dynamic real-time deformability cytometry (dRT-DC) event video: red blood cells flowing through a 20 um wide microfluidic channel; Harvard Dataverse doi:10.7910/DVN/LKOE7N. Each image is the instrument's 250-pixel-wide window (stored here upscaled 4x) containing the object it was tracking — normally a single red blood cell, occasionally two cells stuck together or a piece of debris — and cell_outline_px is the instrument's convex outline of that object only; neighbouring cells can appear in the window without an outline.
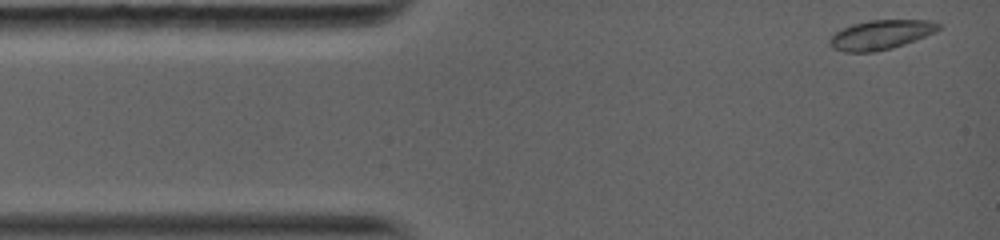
{"species": "common noctule bat (a hibernating species)", "species_latin": "Nyctalus noctula", "temperature_condition": "warm", "stored_images_in_passage": 8, "camera_frame_rate_fps": 5000, "um_per_image_px": 0.085, "animal": {"sex": "female", "body_mass_g": 19.0, "forearm_length_mm": 56.7}, "frame": {"image": 1, "passage_image": 1, "time_ms": 0.0, "image_size_px": [1000, 240], "cell_outline_px": [[940, 28], [936, 32], [904, 44], [892, 48], [876, 52], [844, 52], [832, 48], [828, 44], [828, 40], [836, 32], [852, 24], [868, 20], [928, 20], [940, 24]], "centroid_in_image_um": [74.84, 2.96], "position_along_channel_um": 10.2, "area_um2": 18.67}}
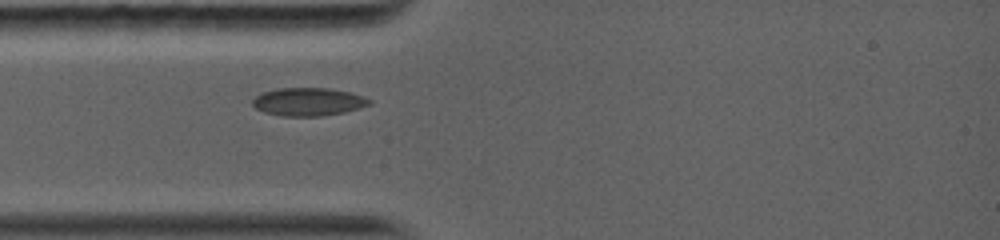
{"frame": {"image": 2, "passage_image": 5, "time_ms": 2.8, "image_size_px": [1000, 240], "cell_outline_px": [[372, 104], [360, 108], [344, 112], [320, 116], [280, 116], [264, 112], [256, 108], [252, 104], [252, 100], [256, 96], [264, 92], [276, 88], [328, 88], [348, 92], [364, 96], [372, 100]], "centroid_in_image_um": [26.22, 8.65], "position_along_channel_um": 58.8, "area_um2": 19.13}}
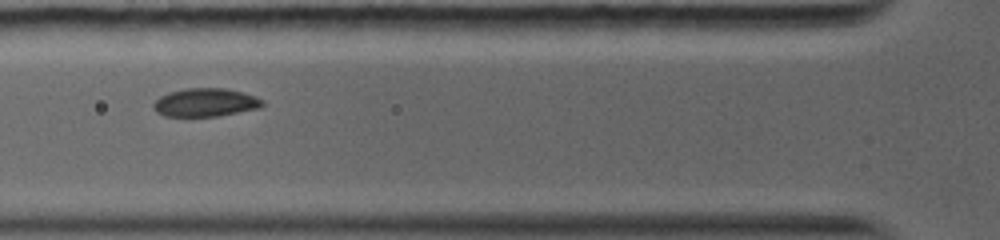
{"frame": {"image": 3, "passage_image": 7, "time_ms": 4.0, "image_size_px": [1000, 240], "cell_outline_px": [[264, 104], [260, 108], [216, 116], [164, 116], [156, 112], [152, 108], [152, 104], [160, 96], [168, 92], [188, 88], [224, 88], [256, 96], [264, 100]], "centroid_in_image_um": [17.44, 8.71], "position_along_channel_um": 108.4, "area_um2": 17.98}}